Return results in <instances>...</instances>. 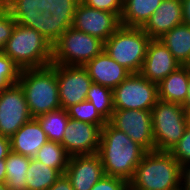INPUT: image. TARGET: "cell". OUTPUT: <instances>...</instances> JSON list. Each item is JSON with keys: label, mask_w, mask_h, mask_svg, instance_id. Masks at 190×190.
<instances>
[{"label": "cell", "mask_w": 190, "mask_h": 190, "mask_svg": "<svg viewBox=\"0 0 190 190\" xmlns=\"http://www.w3.org/2000/svg\"><path fill=\"white\" fill-rule=\"evenodd\" d=\"M86 100L94 105L107 122L111 119L114 111L112 89L92 83L86 95Z\"/></svg>", "instance_id": "cell-28"}, {"label": "cell", "mask_w": 190, "mask_h": 190, "mask_svg": "<svg viewBox=\"0 0 190 190\" xmlns=\"http://www.w3.org/2000/svg\"><path fill=\"white\" fill-rule=\"evenodd\" d=\"M86 6L114 13L119 19L123 10V0H80Z\"/></svg>", "instance_id": "cell-33"}, {"label": "cell", "mask_w": 190, "mask_h": 190, "mask_svg": "<svg viewBox=\"0 0 190 190\" xmlns=\"http://www.w3.org/2000/svg\"><path fill=\"white\" fill-rule=\"evenodd\" d=\"M128 185L123 178L104 175L90 190H124Z\"/></svg>", "instance_id": "cell-34"}, {"label": "cell", "mask_w": 190, "mask_h": 190, "mask_svg": "<svg viewBox=\"0 0 190 190\" xmlns=\"http://www.w3.org/2000/svg\"><path fill=\"white\" fill-rule=\"evenodd\" d=\"M6 181V164L5 159L0 160V184H5Z\"/></svg>", "instance_id": "cell-39"}, {"label": "cell", "mask_w": 190, "mask_h": 190, "mask_svg": "<svg viewBox=\"0 0 190 190\" xmlns=\"http://www.w3.org/2000/svg\"><path fill=\"white\" fill-rule=\"evenodd\" d=\"M0 190H9L6 184H0Z\"/></svg>", "instance_id": "cell-41"}, {"label": "cell", "mask_w": 190, "mask_h": 190, "mask_svg": "<svg viewBox=\"0 0 190 190\" xmlns=\"http://www.w3.org/2000/svg\"><path fill=\"white\" fill-rule=\"evenodd\" d=\"M74 190H90L104 175L99 155L70 156L64 173Z\"/></svg>", "instance_id": "cell-15"}, {"label": "cell", "mask_w": 190, "mask_h": 190, "mask_svg": "<svg viewBox=\"0 0 190 190\" xmlns=\"http://www.w3.org/2000/svg\"><path fill=\"white\" fill-rule=\"evenodd\" d=\"M179 66L181 64L159 39H151L140 73L150 82L159 84Z\"/></svg>", "instance_id": "cell-16"}, {"label": "cell", "mask_w": 190, "mask_h": 190, "mask_svg": "<svg viewBox=\"0 0 190 190\" xmlns=\"http://www.w3.org/2000/svg\"><path fill=\"white\" fill-rule=\"evenodd\" d=\"M181 190H190V162L181 166Z\"/></svg>", "instance_id": "cell-36"}, {"label": "cell", "mask_w": 190, "mask_h": 190, "mask_svg": "<svg viewBox=\"0 0 190 190\" xmlns=\"http://www.w3.org/2000/svg\"><path fill=\"white\" fill-rule=\"evenodd\" d=\"M69 155L58 142L47 141L36 153L34 159L56 169L61 175L68 166Z\"/></svg>", "instance_id": "cell-26"}, {"label": "cell", "mask_w": 190, "mask_h": 190, "mask_svg": "<svg viewBox=\"0 0 190 190\" xmlns=\"http://www.w3.org/2000/svg\"><path fill=\"white\" fill-rule=\"evenodd\" d=\"M69 118L97 125L102 128L107 121L100 115L94 105L85 100L66 109Z\"/></svg>", "instance_id": "cell-29"}, {"label": "cell", "mask_w": 190, "mask_h": 190, "mask_svg": "<svg viewBox=\"0 0 190 190\" xmlns=\"http://www.w3.org/2000/svg\"><path fill=\"white\" fill-rule=\"evenodd\" d=\"M146 150L107 122L101 128L99 155L105 175L130 181Z\"/></svg>", "instance_id": "cell-1"}, {"label": "cell", "mask_w": 190, "mask_h": 190, "mask_svg": "<svg viewBox=\"0 0 190 190\" xmlns=\"http://www.w3.org/2000/svg\"><path fill=\"white\" fill-rule=\"evenodd\" d=\"M181 64L190 63V26L186 23L175 26L159 39Z\"/></svg>", "instance_id": "cell-23"}, {"label": "cell", "mask_w": 190, "mask_h": 190, "mask_svg": "<svg viewBox=\"0 0 190 190\" xmlns=\"http://www.w3.org/2000/svg\"><path fill=\"white\" fill-rule=\"evenodd\" d=\"M15 25L16 21L10 12L0 5V51L4 49L7 40L11 37Z\"/></svg>", "instance_id": "cell-32"}, {"label": "cell", "mask_w": 190, "mask_h": 190, "mask_svg": "<svg viewBox=\"0 0 190 190\" xmlns=\"http://www.w3.org/2000/svg\"><path fill=\"white\" fill-rule=\"evenodd\" d=\"M151 113L155 150L170 152L188 125L187 112L179 103L158 100Z\"/></svg>", "instance_id": "cell-6"}, {"label": "cell", "mask_w": 190, "mask_h": 190, "mask_svg": "<svg viewBox=\"0 0 190 190\" xmlns=\"http://www.w3.org/2000/svg\"><path fill=\"white\" fill-rule=\"evenodd\" d=\"M183 4V20L190 26V0H182Z\"/></svg>", "instance_id": "cell-38"}, {"label": "cell", "mask_w": 190, "mask_h": 190, "mask_svg": "<svg viewBox=\"0 0 190 190\" xmlns=\"http://www.w3.org/2000/svg\"><path fill=\"white\" fill-rule=\"evenodd\" d=\"M182 106L186 110V112L190 110V75H189L186 99L184 103L182 104Z\"/></svg>", "instance_id": "cell-40"}, {"label": "cell", "mask_w": 190, "mask_h": 190, "mask_svg": "<svg viewBox=\"0 0 190 190\" xmlns=\"http://www.w3.org/2000/svg\"><path fill=\"white\" fill-rule=\"evenodd\" d=\"M150 41L142 28L120 26L104 42V50L130 73H140Z\"/></svg>", "instance_id": "cell-5"}, {"label": "cell", "mask_w": 190, "mask_h": 190, "mask_svg": "<svg viewBox=\"0 0 190 190\" xmlns=\"http://www.w3.org/2000/svg\"><path fill=\"white\" fill-rule=\"evenodd\" d=\"M60 175L56 169L32 158L26 172L27 190H48Z\"/></svg>", "instance_id": "cell-25"}, {"label": "cell", "mask_w": 190, "mask_h": 190, "mask_svg": "<svg viewBox=\"0 0 190 190\" xmlns=\"http://www.w3.org/2000/svg\"><path fill=\"white\" fill-rule=\"evenodd\" d=\"M124 190H135L130 185H128Z\"/></svg>", "instance_id": "cell-43"}, {"label": "cell", "mask_w": 190, "mask_h": 190, "mask_svg": "<svg viewBox=\"0 0 190 190\" xmlns=\"http://www.w3.org/2000/svg\"><path fill=\"white\" fill-rule=\"evenodd\" d=\"M16 23L35 29L52 45L60 38L63 32L72 26L73 20H56L49 10L37 13L34 18H14Z\"/></svg>", "instance_id": "cell-20"}, {"label": "cell", "mask_w": 190, "mask_h": 190, "mask_svg": "<svg viewBox=\"0 0 190 190\" xmlns=\"http://www.w3.org/2000/svg\"><path fill=\"white\" fill-rule=\"evenodd\" d=\"M32 118L24 92L18 83L0 91L1 136L10 138Z\"/></svg>", "instance_id": "cell-9"}, {"label": "cell", "mask_w": 190, "mask_h": 190, "mask_svg": "<svg viewBox=\"0 0 190 190\" xmlns=\"http://www.w3.org/2000/svg\"><path fill=\"white\" fill-rule=\"evenodd\" d=\"M48 141L46 133L36 118H32L10 137L11 151L34 158L37 151Z\"/></svg>", "instance_id": "cell-19"}, {"label": "cell", "mask_w": 190, "mask_h": 190, "mask_svg": "<svg viewBox=\"0 0 190 190\" xmlns=\"http://www.w3.org/2000/svg\"><path fill=\"white\" fill-rule=\"evenodd\" d=\"M120 26V19L114 13L88 7L81 1L75 8L72 27L103 42Z\"/></svg>", "instance_id": "cell-12"}, {"label": "cell", "mask_w": 190, "mask_h": 190, "mask_svg": "<svg viewBox=\"0 0 190 190\" xmlns=\"http://www.w3.org/2000/svg\"><path fill=\"white\" fill-rule=\"evenodd\" d=\"M101 128L69 118L60 143L69 156L91 155L98 152Z\"/></svg>", "instance_id": "cell-13"}, {"label": "cell", "mask_w": 190, "mask_h": 190, "mask_svg": "<svg viewBox=\"0 0 190 190\" xmlns=\"http://www.w3.org/2000/svg\"><path fill=\"white\" fill-rule=\"evenodd\" d=\"M189 69L179 66L158 84V98L161 101L183 104L189 81Z\"/></svg>", "instance_id": "cell-21"}, {"label": "cell", "mask_w": 190, "mask_h": 190, "mask_svg": "<svg viewBox=\"0 0 190 190\" xmlns=\"http://www.w3.org/2000/svg\"><path fill=\"white\" fill-rule=\"evenodd\" d=\"M21 69L13 60L0 51V91L17 84Z\"/></svg>", "instance_id": "cell-30"}, {"label": "cell", "mask_w": 190, "mask_h": 190, "mask_svg": "<svg viewBox=\"0 0 190 190\" xmlns=\"http://www.w3.org/2000/svg\"><path fill=\"white\" fill-rule=\"evenodd\" d=\"M170 153L182 166L190 162V125L185 128L179 142L170 150Z\"/></svg>", "instance_id": "cell-31"}, {"label": "cell", "mask_w": 190, "mask_h": 190, "mask_svg": "<svg viewBox=\"0 0 190 190\" xmlns=\"http://www.w3.org/2000/svg\"><path fill=\"white\" fill-rule=\"evenodd\" d=\"M2 52L21 70L45 67L52 63V44L35 29L18 23Z\"/></svg>", "instance_id": "cell-4"}, {"label": "cell", "mask_w": 190, "mask_h": 190, "mask_svg": "<svg viewBox=\"0 0 190 190\" xmlns=\"http://www.w3.org/2000/svg\"><path fill=\"white\" fill-rule=\"evenodd\" d=\"M103 50V41L71 26L52 45V63L84 66Z\"/></svg>", "instance_id": "cell-7"}, {"label": "cell", "mask_w": 190, "mask_h": 190, "mask_svg": "<svg viewBox=\"0 0 190 190\" xmlns=\"http://www.w3.org/2000/svg\"><path fill=\"white\" fill-rule=\"evenodd\" d=\"M80 0H8L3 6L13 18H34L37 13L49 10L56 20H73Z\"/></svg>", "instance_id": "cell-14"}, {"label": "cell", "mask_w": 190, "mask_h": 190, "mask_svg": "<svg viewBox=\"0 0 190 190\" xmlns=\"http://www.w3.org/2000/svg\"><path fill=\"white\" fill-rule=\"evenodd\" d=\"M163 0H123L120 25L142 28Z\"/></svg>", "instance_id": "cell-22"}, {"label": "cell", "mask_w": 190, "mask_h": 190, "mask_svg": "<svg viewBox=\"0 0 190 190\" xmlns=\"http://www.w3.org/2000/svg\"><path fill=\"white\" fill-rule=\"evenodd\" d=\"M114 110H152L158 98V84L141 73H130L113 90Z\"/></svg>", "instance_id": "cell-8"}, {"label": "cell", "mask_w": 190, "mask_h": 190, "mask_svg": "<svg viewBox=\"0 0 190 190\" xmlns=\"http://www.w3.org/2000/svg\"><path fill=\"white\" fill-rule=\"evenodd\" d=\"M32 158L10 152L5 159L6 181L9 190H27L26 172Z\"/></svg>", "instance_id": "cell-24"}, {"label": "cell", "mask_w": 190, "mask_h": 190, "mask_svg": "<svg viewBox=\"0 0 190 190\" xmlns=\"http://www.w3.org/2000/svg\"><path fill=\"white\" fill-rule=\"evenodd\" d=\"M108 122L126 133L147 152L155 150L151 110H114Z\"/></svg>", "instance_id": "cell-10"}, {"label": "cell", "mask_w": 190, "mask_h": 190, "mask_svg": "<svg viewBox=\"0 0 190 190\" xmlns=\"http://www.w3.org/2000/svg\"><path fill=\"white\" fill-rule=\"evenodd\" d=\"M129 185L135 190H181V165L167 151H148Z\"/></svg>", "instance_id": "cell-2"}, {"label": "cell", "mask_w": 190, "mask_h": 190, "mask_svg": "<svg viewBox=\"0 0 190 190\" xmlns=\"http://www.w3.org/2000/svg\"><path fill=\"white\" fill-rule=\"evenodd\" d=\"M48 190H74L70 180L65 174L60 175L56 182Z\"/></svg>", "instance_id": "cell-35"}, {"label": "cell", "mask_w": 190, "mask_h": 190, "mask_svg": "<svg viewBox=\"0 0 190 190\" xmlns=\"http://www.w3.org/2000/svg\"><path fill=\"white\" fill-rule=\"evenodd\" d=\"M182 23V0H163L142 29L151 39H160L166 32Z\"/></svg>", "instance_id": "cell-17"}, {"label": "cell", "mask_w": 190, "mask_h": 190, "mask_svg": "<svg viewBox=\"0 0 190 190\" xmlns=\"http://www.w3.org/2000/svg\"><path fill=\"white\" fill-rule=\"evenodd\" d=\"M11 152L10 138L0 135V160L6 159Z\"/></svg>", "instance_id": "cell-37"}, {"label": "cell", "mask_w": 190, "mask_h": 190, "mask_svg": "<svg viewBox=\"0 0 190 190\" xmlns=\"http://www.w3.org/2000/svg\"><path fill=\"white\" fill-rule=\"evenodd\" d=\"M186 66L188 67L189 72H190V63H188Z\"/></svg>", "instance_id": "cell-45"}, {"label": "cell", "mask_w": 190, "mask_h": 190, "mask_svg": "<svg viewBox=\"0 0 190 190\" xmlns=\"http://www.w3.org/2000/svg\"><path fill=\"white\" fill-rule=\"evenodd\" d=\"M61 108L67 109L86 100L92 79L84 66L55 64Z\"/></svg>", "instance_id": "cell-11"}, {"label": "cell", "mask_w": 190, "mask_h": 190, "mask_svg": "<svg viewBox=\"0 0 190 190\" xmlns=\"http://www.w3.org/2000/svg\"><path fill=\"white\" fill-rule=\"evenodd\" d=\"M46 133L48 141L61 143L69 121L67 111L63 108L50 111L36 118Z\"/></svg>", "instance_id": "cell-27"}, {"label": "cell", "mask_w": 190, "mask_h": 190, "mask_svg": "<svg viewBox=\"0 0 190 190\" xmlns=\"http://www.w3.org/2000/svg\"><path fill=\"white\" fill-rule=\"evenodd\" d=\"M188 124L190 125V110L187 111Z\"/></svg>", "instance_id": "cell-42"}, {"label": "cell", "mask_w": 190, "mask_h": 190, "mask_svg": "<svg viewBox=\"0 0 190 190\" xmlns=\"http://www.w3.org/2000/svg\"><path fill=\"white\" fill-rule=\"evenodd\" d=\"M8 0H0V5H4Z\"/></svg>", "instance_id": "cell-44"}, {"label": "cell", "mask_w": 190, "mask_h": 190, "mask_svg": "<svg viewBox=\"0 0 190 190\" xmlns=\"http://www.w3.org/2000/svg\"><path fill=\"white\" fill-rule=\"evenodd\" d=\"M18 84L33 118L61 108L55 64L21 70Z\"/></svg>", "instance_id": "cell-3"}, {"label": "cell", "mask_w": 190, "mask_h": 190, "mask_svg": "<svg viewBox=\"0 0 190 190\" xmlns=\"http://www.w3.org/2000/svg\"><path fill=\"white\" fill-rule=\"evenodd\" d=\"M84 67L93 83L112 90L130 75V72L113 60L105 50L87 62Z\"/></svg>", "instance_id": "cell-18"}]
</instances>
